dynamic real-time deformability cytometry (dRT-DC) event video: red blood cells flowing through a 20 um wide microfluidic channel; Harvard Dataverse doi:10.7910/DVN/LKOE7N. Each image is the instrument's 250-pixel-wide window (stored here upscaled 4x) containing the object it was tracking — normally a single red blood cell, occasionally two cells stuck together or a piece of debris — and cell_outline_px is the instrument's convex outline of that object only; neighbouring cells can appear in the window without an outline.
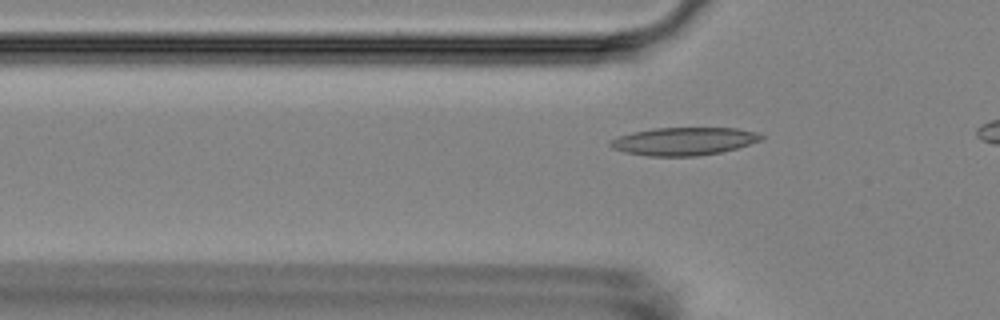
{"species": "Egyptian fruit bat (a non-hibernating species)", "species_latin": "Rousettus aegyptiacus", "temperature_condition": "room temperature", "stored_images_in_passage": 9, "camera_frame_rate_fps": 3000, "um_per_image_px": 0.085, "animal": {"sex": "female"}, "frame": {"image": 1, "passage_image": 4, "time_ms": 4.667, "image_size_px": [1000, 320], "cell_outline_px": [[764, 136], [760, 140], [736, 148], [720, 152], [696, 156], [648, 156], [624, 152], [612, 148], [608, 144], [608, 140], [616, 136], [632, 132], [652, 128], [736, 128], [756, 132]], "centroid_in_image_um": [58.04, 12.0], "position_along_channel_um": 67.8, "area_um2": 24.57}}
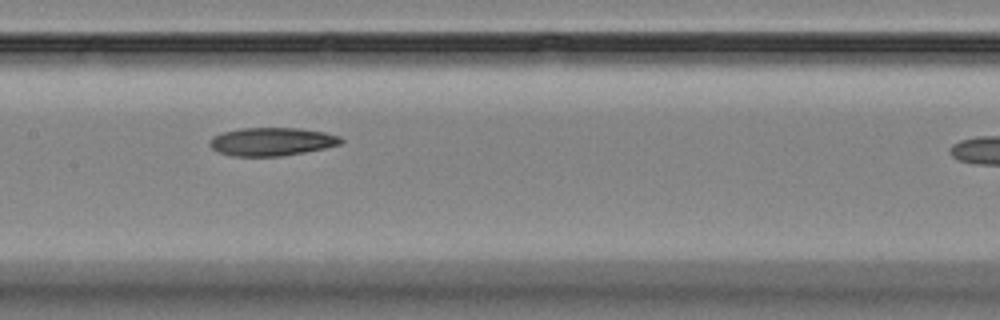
{"frame": {"image": 2, "passage_image": 7, "time_ms": 8.0, "image_size_px": [1000, 320], "cell_outline_px": [[344, 140], [340, 144], [324, 148], [304, 152], [280, 156], [232, 156], [220, 152], [212, 148], [208, 144], [208, 140], [212, 136], [220, 132], [240, 128], [300, 128], [324, 132], [340, 136]], "centroid_in_image_um": [23.06, 12.03], "position_along_channel_um": 184.3, "area_um2": 21.68}}
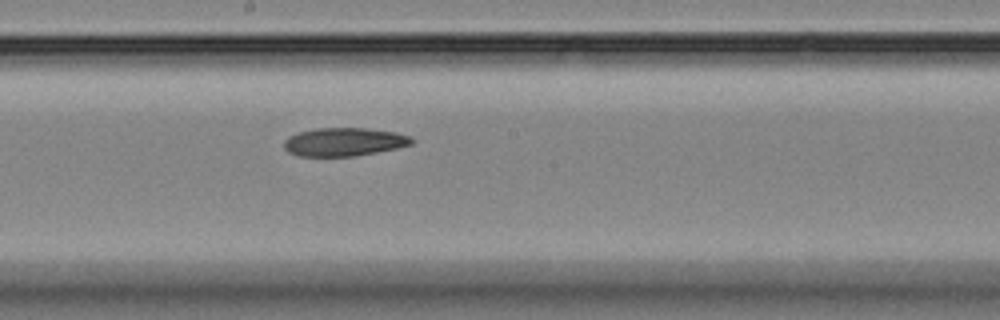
{"frame": {"image": 3, "passage_image": 8, "time_ms": 9.0, "image_size_px": [1000, 320], "cell_outline_px": [[416, 140], [412, 144], [396, 148], [356, 156], [296, 156], [288, 152], [284, 148], [284, 140], [288, 136], [300, 132], [316, 128], [364, 128], [396, 132], [412, 136]], "centroid_in_image_um": [29.26, 12.06], "position_along_channel_um": 218.9, "area_um2": 21.21}}